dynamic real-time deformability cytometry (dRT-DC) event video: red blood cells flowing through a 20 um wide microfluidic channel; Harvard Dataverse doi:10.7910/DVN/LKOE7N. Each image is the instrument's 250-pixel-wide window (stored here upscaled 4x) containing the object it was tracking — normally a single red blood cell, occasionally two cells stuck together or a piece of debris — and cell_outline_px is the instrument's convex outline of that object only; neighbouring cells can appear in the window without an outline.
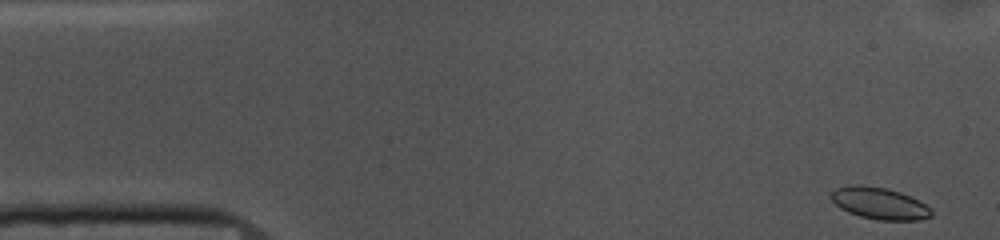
{"species": "common noctule bat (a hibernating species)", "species_latin": "Nyctalus noctula", "temperature_condition": "cold", "stored_images_in_passage": 52, "camera_frame_rate_fps": 3000, "um_per_image_px": 0.085, "animal": {"sex": "female", "body_mass_g": 10.0, "forearm_length_mm": 53.1}, "frame": {"image": 1, "passage_image": 1, "time_ms": 0.0, "image_size_px": [1000, 240], "cell_outline_px": [[932, 216], [920, 220], [876, 220], [860, 216], [848, 212], [840, 208], [828, 196], [836, 188], [856, 184], [860, 184], [888, 188], [900, 192], [932, 208]], "centroid_in_image_um": [74.74, 17.28], "position_along_channel_um": 10.3, "area_um2": 18.61}}
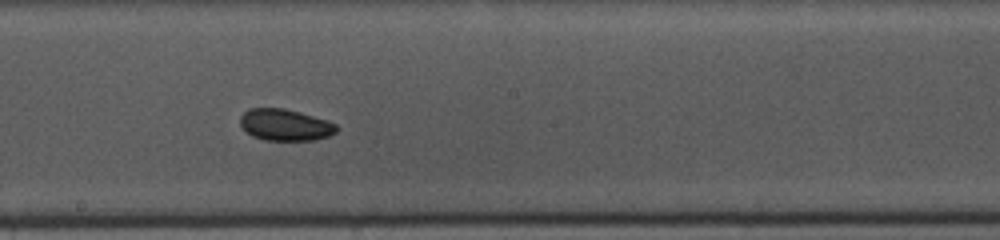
{"frame": {"image": 2, "passage_image": 27, "time_ms": 8.667, "image_size_px": [1000, 240], "cell_outline_px": [[336, 132], [328, 136], [316, 140], [264, 140], [252, 136], [240, 124], [240, 116], [248, 108], [284, 108], [300, 112], [328, 120], [336, 124]], "centroid_in_image_um": [24.23, 10.61], "position_along_channel_um": 224.0, "area_um2": 17.74}}
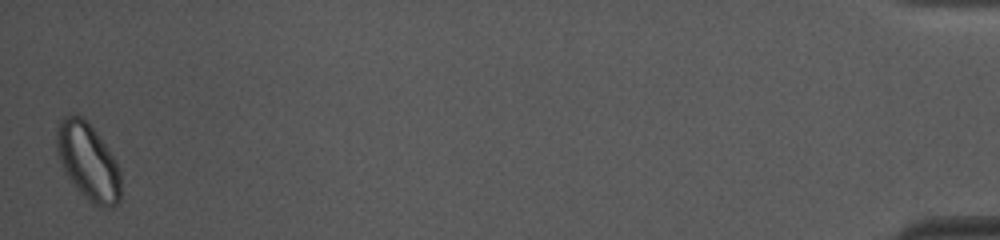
{"frame": {"image": 3, "passage_image": 52, "time_ms": 17.0, "image_size_px": [1000, 240], "cell_outline_px": [[120, 200], [112, 208], [92, 204], [72, 184], [64, 172], [56, 152], [56, 128], [60, 120], [68, 112], [80, 116], [88, 120], [112, 156], [120, 172]], "centroid_in_image_um": [7.44, 13.71], "position_along_channel_um": 427.8, "area_um2": 28.84}, "authors_computed_cell_mechanics": {"area_um2": 18.4382, "velocity_mm_per_s": 3.6292, "shape_relaxation_time_tau1_ms": null, "shape_relaxation_time_tau2_ms": 9.9689, "deformation_change_tau1": null, "deformation_change_tau2": 0.1123}}